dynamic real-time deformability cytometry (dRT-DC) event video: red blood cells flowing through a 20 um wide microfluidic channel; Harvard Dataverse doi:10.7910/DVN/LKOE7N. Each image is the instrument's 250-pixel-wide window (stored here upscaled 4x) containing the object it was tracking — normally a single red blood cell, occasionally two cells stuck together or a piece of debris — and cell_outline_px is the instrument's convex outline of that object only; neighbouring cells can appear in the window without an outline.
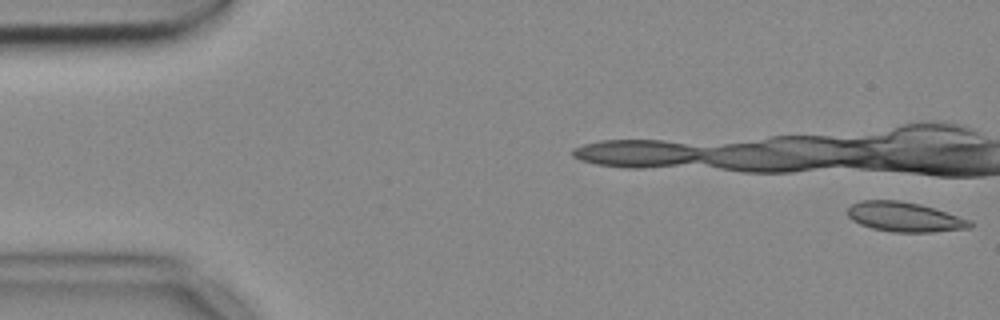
{"species": "common noctule bat (a hibernating species)", "species_latin": "Nyctalus noctula", "temperature_condition": "cold", "stored_images_in_passage": 14, "camera_frame_rate_fps": 3000, "um_per_image_px": 0.085, "animal": {"sex": "female", "body_mass_g": 18.4}, "frame": {"image": 1, "passage_image": 1, "time_ms": 0.0, "image_size_px": [1000, 320], "cell_outline_px": [[972, 228], [936, 232], [892, 232], [872, 228], [860, 224], [852, 220], [848, 216], [848, 208], [852, 204], [860, 200], [900, 200], [920, 204], [972, 220]], "centroid_in_image_um": [76.91, 18.44], "position_along_channel_um": 8.1, "area_um2": 21.27}}